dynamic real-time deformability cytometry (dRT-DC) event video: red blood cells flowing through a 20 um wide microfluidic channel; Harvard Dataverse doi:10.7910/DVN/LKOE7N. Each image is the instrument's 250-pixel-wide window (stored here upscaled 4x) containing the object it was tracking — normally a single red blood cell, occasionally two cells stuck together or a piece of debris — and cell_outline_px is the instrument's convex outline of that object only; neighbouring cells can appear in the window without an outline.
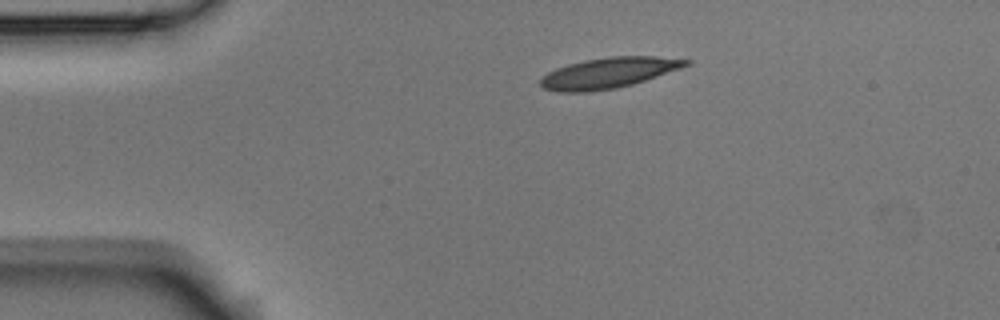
{"species": "Egyptian fruit bat (a non-hibernating species)", "species_latin": "Rousettus aegyptiacus", "temperature_condition": "room temperature", "stored_images_in_passage": 3, "camera_frame_rate_fps": 3000, "um_per_image_px": 0.085, "animal": {"sex": "male"}, "frame": {"image": 1, "passage_image": 1, "time_ms": 0.0, "image_size_px": [1000, 320], "cell_outline_px": [[692, 64], [632, 84], [616, 88], [588, 92], [556, 92], [544, 88], [540, 84], [540, 80], [548, 72], [556, 68], [568, 64], [584, 60], [608, 56], [656, 56], [692, 60]], "centroid_in_image_um": [51.72, 6.19], "position_along_channel_um": 33.3, "area_um2": 25.89}}
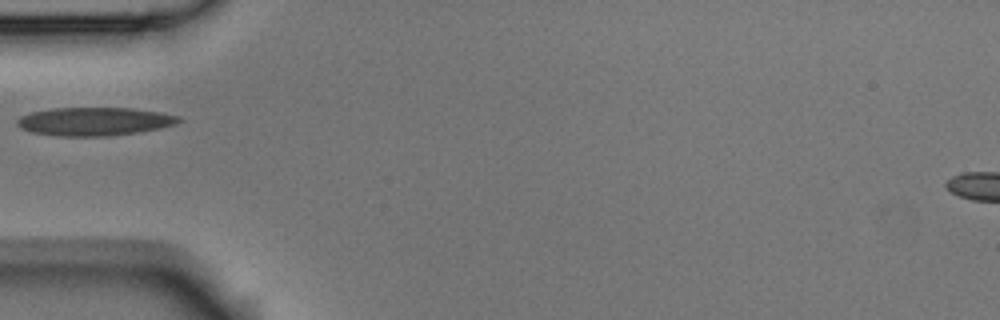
{"frame": {"image": 2, "passage_image": 3, "time_ms": 0.667, "image_size_px": [1000, 320], "cell_outline_px": [[184, 120], [176, 124], [160, 128], [140, 132], [108, 136], [60, 136], [32, 132], [20, 128], [16, 124], [16, 120], [20, 116], [32, 112], [52, 108], [132, 108], [160, 112], [180, 116]], "centroid_in_image_um": [8.05, 10.32], "position_along_channel_um": 76.9, "area_um2": 26.82}}